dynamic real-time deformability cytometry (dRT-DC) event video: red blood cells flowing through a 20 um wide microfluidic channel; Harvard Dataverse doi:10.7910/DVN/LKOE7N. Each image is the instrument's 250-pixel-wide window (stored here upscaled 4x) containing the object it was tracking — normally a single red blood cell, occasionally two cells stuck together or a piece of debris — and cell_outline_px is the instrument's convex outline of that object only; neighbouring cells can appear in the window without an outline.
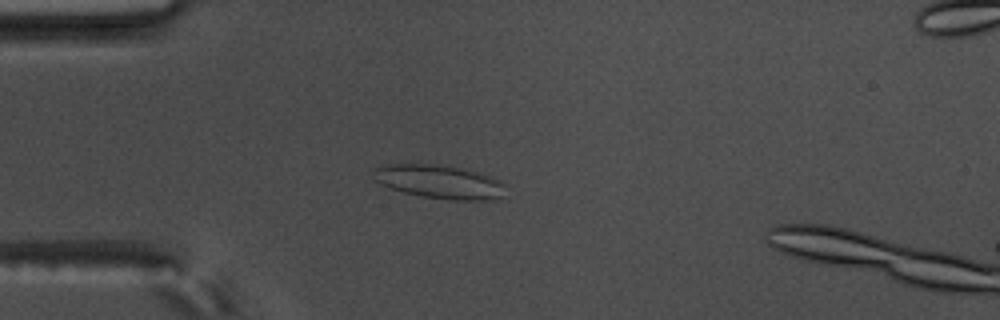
{"species": "common noctule bat (a hibernating species)", "species_latin": "Nyctalus noctula", "temperature_condition": "warm", "stored_images_in_passage": 56, "segment_of_instrument_passage": [1, 2], "camera_frame_rate_fps": 3000, "um_per_image_px": 0.085, "animal": {"sex": "male", "body_mass_g": 17.5, "forearm_length_mm": 52.3}, "frame": {"image": 1, "passage_image": 16, "time_ms": 5.0, "image_size_px": [1000, 320], "cell_outline_px": [[504, 184], [500, 196], [492, 200], [448, 200], [420, 196], [404, 192], [380, 184], [376, 180], [376, 168], [380, 164], [428, 164], [460, 168], [476, 172], [500, 180]], "centroid_in_image_um": [37.33, 15.46], "position_along_channel_um": 47.7, "area_um2": 25.37}}
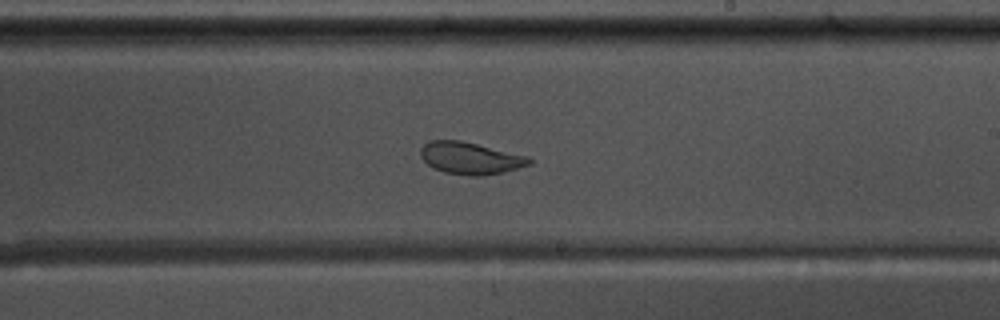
{"frame": {"image": 2, "passage_image": 34, "time_ms": 11.0, "image_size_px": [1000, 320], "cell_outline_px": [[532, 164], [504, 172], [484, 176], [468, 176], [444, 172], [432, 168], [420, 156], [420, 148], [428, 140], [460, 140], [528, 156], [532, 160]], "centroid_in_image_um": [39.97, 13.45], "position_along_channel_um": 249.0, "area_um2": 20.46}}
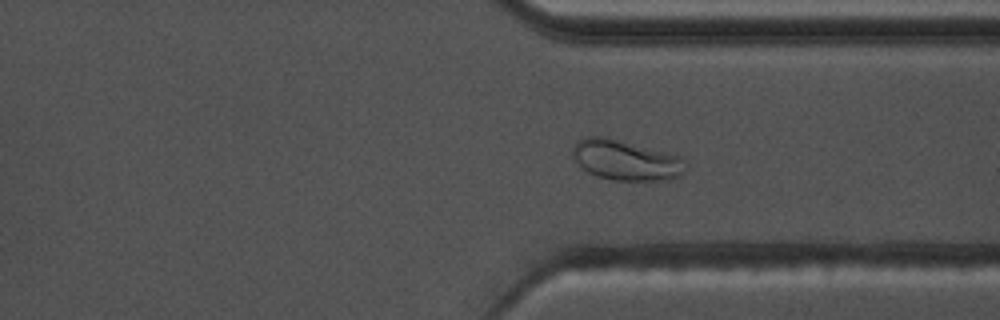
{"frame": {"image": 3, "passage_image": 43, "time_ms": 14.0, "image_size_px": [1000, 320], "cell_outline_px": [[684, 172], [680, 176], [668, 180], [612, 180], [596, 176], [588, 172], [572, 156], [572, 148], [580, 140], [588, 136], [608, 136], [680, 156]], "centroid_in_image_um": [53.16, 13.6], "position_along_channel_um": 358.2, "area_um2": 26.24}}